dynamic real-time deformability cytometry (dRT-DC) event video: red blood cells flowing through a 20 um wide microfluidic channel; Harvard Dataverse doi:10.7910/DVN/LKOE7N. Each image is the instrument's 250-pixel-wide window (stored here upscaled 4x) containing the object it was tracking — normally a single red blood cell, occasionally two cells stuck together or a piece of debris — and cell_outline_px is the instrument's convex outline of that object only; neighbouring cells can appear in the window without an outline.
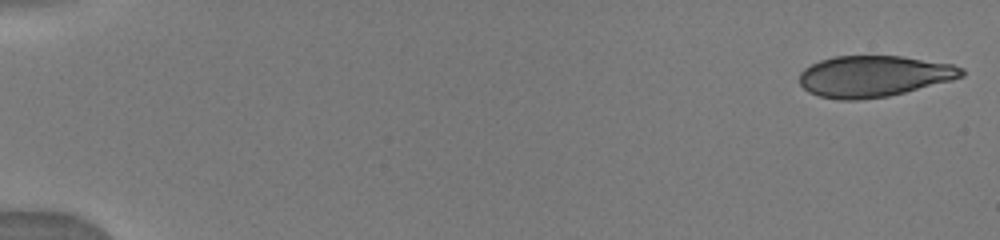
{"species": "human", "species_latin": "Homo sapiens", "temperature_condition": "warm", "stored_images_in_passage": 74, "camera_frame_rate_fps": 3000, "um_per_image_px": 0.085, "donor": {"sex": "male"}, "frame": {"image": 1, "passage_image": 1, "time_ms": 0.0, "image_size_px": [1000, 240], "cell_outline_px": [[964, 76], [952, 80], [888, 96], [860, 100], [840, 100], [820, 96], [808, 92], [800, 84], [800, 72], [804, 68], [820, 60], [836, 56], [900, 56], [952, 64], [964, 68]], "centroid_in_image_um": [74.27, 6.48], "position_along_channel_um": 10.7, "area_um2": 38.84}}
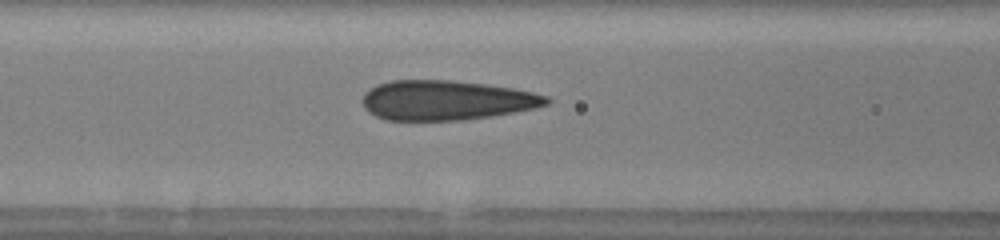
{"frame": {"image": 2, "passage_image": 31, "time_ms": 7.0, "image_size_px": [1000, 240], "cell_outline_px": [[552, 100], [548, 104], [536, 108], [488, 116], [460, 120], [384, 120], [368, 112], [364, 108], [364, 92], [376, 84], [392, 80], [448, 80], [484, 84], [512, 88], [532, 92], [548, 96]], "centroid_in_image_um": [37.91, 8.52], "position_along_channel_um": 128.7, "area_um2": 42.43}}
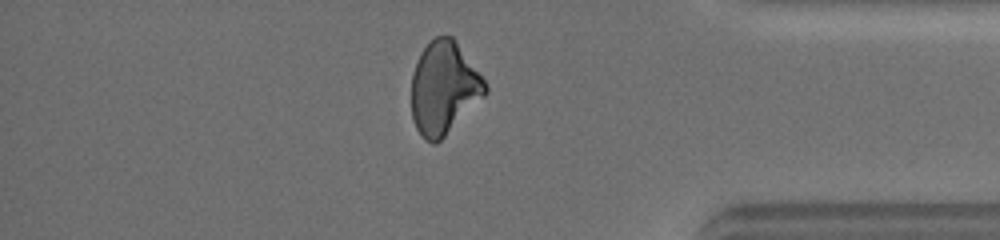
{"frame": {"image": 3, "passage_image": 62, "time_ms": 14.0, "image_size_px": [1000, 240], "cell_outline_px": [[488, 92], [436, 144], [432, 144], [424, 140], [416, 128], [412, 120], [412, 72], [416, 60], [420, 52], [436, 36], [452, 36], [456, 40], [488, 84]], "centroid_in_image_um": [37.72, 7.47], "position_along_channel_um": 397.5, "area_um2": 39.82}}